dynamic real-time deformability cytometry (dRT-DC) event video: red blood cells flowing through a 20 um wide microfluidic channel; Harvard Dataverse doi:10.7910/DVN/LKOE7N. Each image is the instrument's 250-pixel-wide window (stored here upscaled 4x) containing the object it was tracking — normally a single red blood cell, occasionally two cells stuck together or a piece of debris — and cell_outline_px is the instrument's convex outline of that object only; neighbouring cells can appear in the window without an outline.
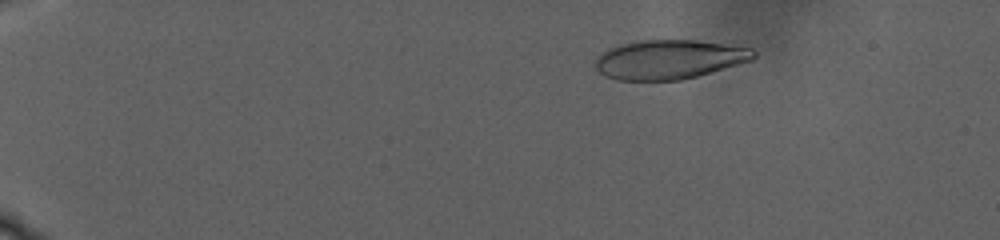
{"species": "human", "species_latin": "Homo sapiens", "temperature_condition": "warm", "stored_images_in_passage": 26, "camera_frame_rate_fps": 3000, "um_per_image_px": 0.085, "donor": {"sex": "male"}, "frame": {"image": 1, "passage_image": 12, "time_ms": 1.667, "image_size_px": [1000, 240], "cell_outline_px": [[756, 56], [752, 60], [696, 76], [680, 80], [616, 80], [604, 76], [592, 64], [596, 56], [608, 48], [620, 44], [636, 40], [736, 40], [752, 48], [756, 52]], "centroid_in_image_um": [56.97, 5.0], "position_along_channel_um": 28.0, "area_um2": 37.51}}